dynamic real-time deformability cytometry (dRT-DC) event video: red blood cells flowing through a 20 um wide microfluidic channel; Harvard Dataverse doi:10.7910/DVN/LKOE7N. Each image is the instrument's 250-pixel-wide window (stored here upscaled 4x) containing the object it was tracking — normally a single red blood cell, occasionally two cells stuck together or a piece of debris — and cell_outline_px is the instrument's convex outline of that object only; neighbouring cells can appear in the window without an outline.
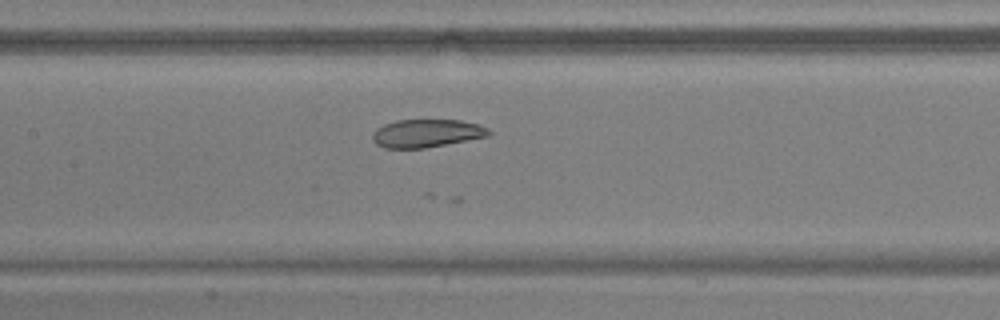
{"species": "common noctule bat (a hibernating species)", "species_latin": "Nyctalus noctula", "temperature_condition": "warm", "stored_images_in_passage": 31, "camera_frame_rate_fps": 3000, "um_per_image_px": 0.085, "animal": {"sex": "male", "body_mass_g": 17.9, "forearm_length_mm": 54.2}, "frame": {"image": 1, "passage_image": 12, "time_ms": 3.667, "image_size_px": [1000, 320], "cell_outline_px": [[492, 132], [488, 136], [424, 148], [384, 148], [376, 144], [372, 140], [372, 132], [376, 128], [384, 124], [396, 120], [460, 120], [480, 124], [488, 128]], "centroid_in_image_um": [36.24, 11.32], "position_along_channel_um": 171.2, "area_um2": 19.07}}
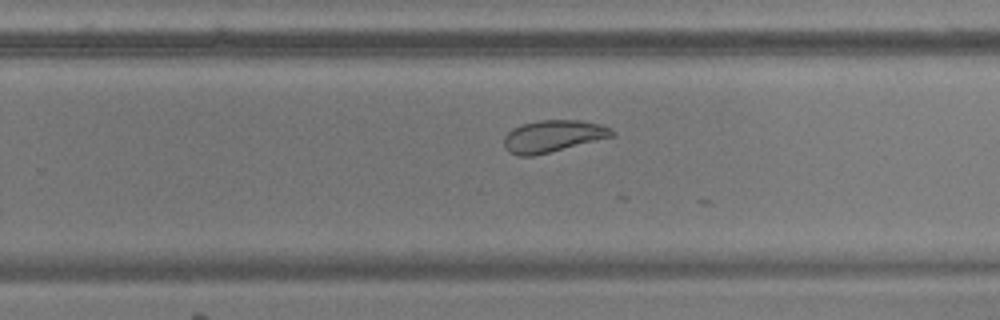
{"frame": {"image": 2, "passage_image": 21, "time_ms": 6.667, "image_size_px": [1000, 320], "cell_outline_px": [[616, 132], [612, 136], [532, 156], [516, 156], [508, 152], [504, 148], [504, 136], [512, 128], [520, 124], [540, 120], [580, 120], [600, 124]], "centroid_in_image_um": [46.92, 11.56], "position_along_channel_um": 282.9, "area_um2": 19.88}}
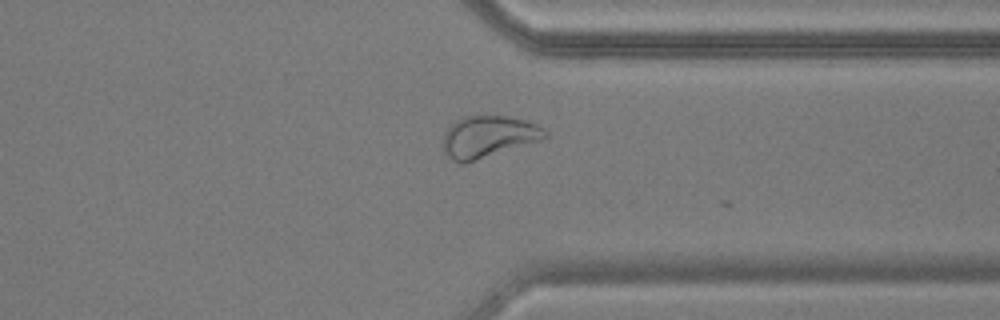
{"frame": {"image": 3, "passage_image": 28, "time_ms": 9.0, "image_size_px": [1000, 320], "cell_outline_px": [[548, 136], [540, 140], [464, 164], [460, 164], [452, 160], [444, 152], [444, 132], [456, 120], [464, 116], [508, 116], [528, 120], [544, 128], [548, 132]], "centroid_in_image_um": [41.51, 11.61], "position_along_channel_um": 369.9, "area_um2": 24.8}}